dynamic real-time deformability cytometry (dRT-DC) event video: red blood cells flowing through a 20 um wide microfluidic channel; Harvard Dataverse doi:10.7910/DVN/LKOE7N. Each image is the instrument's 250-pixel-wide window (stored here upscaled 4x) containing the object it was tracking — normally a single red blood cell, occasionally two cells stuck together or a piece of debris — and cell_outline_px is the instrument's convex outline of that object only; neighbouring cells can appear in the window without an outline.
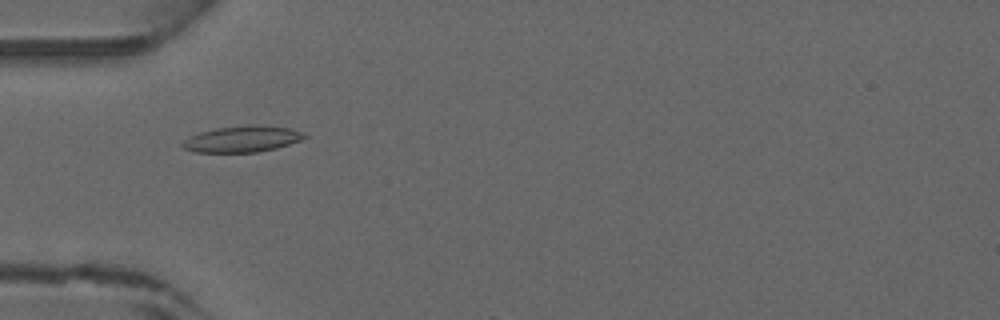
{"species": "common noctule bat (a hibernating species)", "species_latin": "Nyctalus noctula", "temperature_condition": "warm", "stored_images_in_passage": 8, "camera_frame_rate_fps": 3000, "um_per_image_px": 0.085, "animal": {"sex": "male", "forearm_length_mm": 52.5}, "frame": {"image": 1, "passage_image": 6, "time_ms": 1.667, "image_size_px": [1000, 320], "cell_outline_px": [[308, 136], [300, 140], [276, 148], [256, 152], [196, 152], [184, 148], [180, 144], [184, 140], [200, 132], [216, 128], [252, 124], [292, 128], [304, 132]], "centroid_in_image_um": [20.62, 11.8], "position_along_channel_um": 64.4, "area_um2": 18.55}}